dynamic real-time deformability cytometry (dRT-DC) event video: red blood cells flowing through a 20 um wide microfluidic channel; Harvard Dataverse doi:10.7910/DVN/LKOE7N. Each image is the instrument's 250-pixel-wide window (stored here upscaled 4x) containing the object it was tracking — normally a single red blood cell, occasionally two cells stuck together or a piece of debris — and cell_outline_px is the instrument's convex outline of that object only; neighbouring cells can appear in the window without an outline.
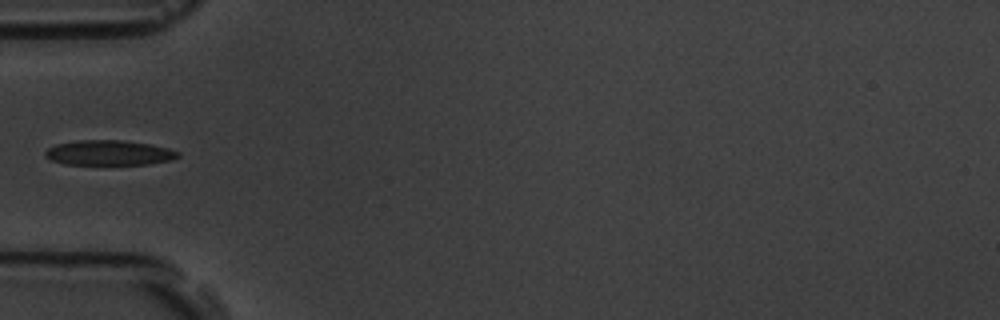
{"species": "common noctule bat (a hibernating species)", "species_latin": "Nyctalus noctula", "temperature_condition": "room temperature", "stored_images_in_passage": 37, "camera_frame_rate_fps": 3000, "um_per_image_px": 0.085, "animal": {"sex": "male", "body_mass_g": 19.5, "forearm_length_mm": 54.6}, "frame": {"image": 1, "passage_image": 1, "time_ms": 0.0, "image_size_px": [1000, 320], "cell_outline_px": [[180, 156], [172, 160], [148, 164], [64, 164], [52, 160], [44, 156], [44, 152], [48, 148], [56, 144], [80, 140], [120, 140], [148, 144], [168, 148], [180, 152]], "centroid_in_image_um": [9.27, 12.99], "position_along_channel_um": 75.7, "area_um2": 19.25}}
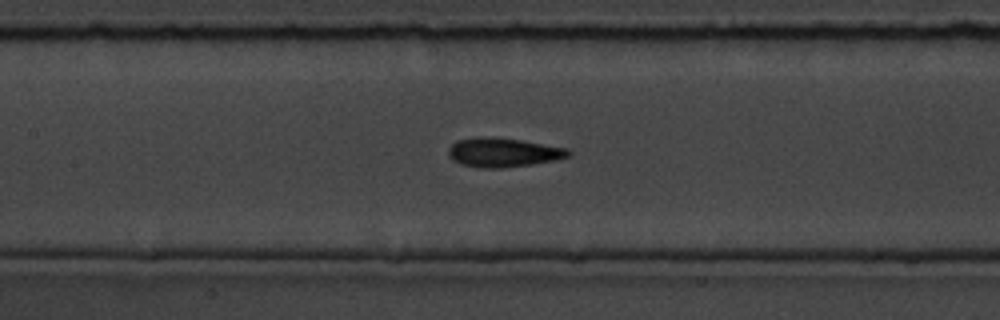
{"frame": {"image": 2, "passage_image": 8, "time_ms": 2.333, "image_size_px": [1000, 320], "cell_outline_px": [[572, 152], [568, 156], [556, 160], [532, 164], [500, 168], [480, 168], [460, 164], [452, 160], [448, 156], [448, 148], [456, 140], [484, 136], [520, 140], [568, 148]], "centroid_in_image_um": [42.74, 12.96], "position_along_channel_um": 164.7, "area_um2": 20.4}}
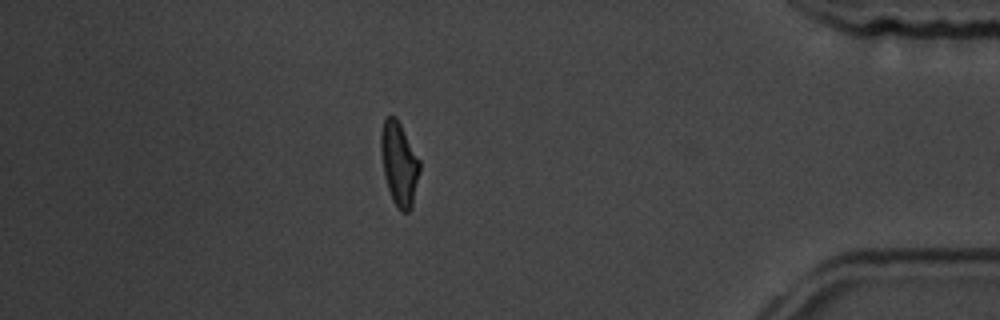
{"frame": {"image": 3, "passage_image": 30, "time_ms": 9.667, "image_size_px": [1000, 320], "cell_outline_px": [[420, 172], [412, 208], [408, 212], [400, 212], [392, 200], [388, 188], [384, 172], [380, 148], [380, 132], [384, 120], [388, 116], [396, 116], [420, 160]], "centroid_in_image_um": [33.94, 13.93], "position_along_channel_um": 401.3, "area_um2": 18.96}}